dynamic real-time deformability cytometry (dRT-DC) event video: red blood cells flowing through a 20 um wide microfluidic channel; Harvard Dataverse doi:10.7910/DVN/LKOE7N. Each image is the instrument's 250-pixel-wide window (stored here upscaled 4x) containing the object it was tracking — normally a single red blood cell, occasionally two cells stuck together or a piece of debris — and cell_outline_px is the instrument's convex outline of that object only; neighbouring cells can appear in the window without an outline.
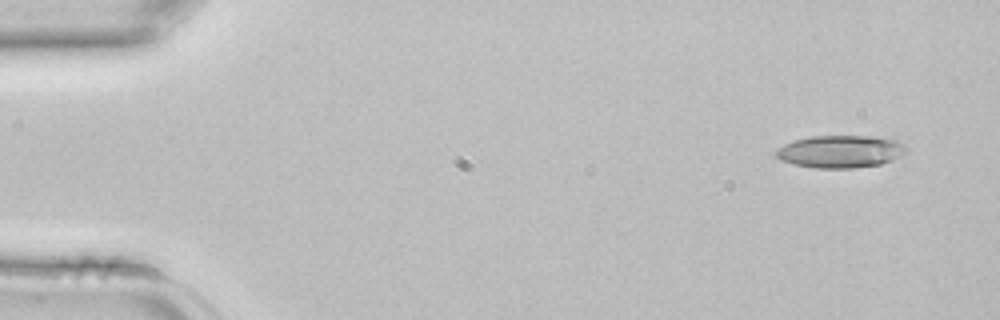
{"species": "common noctule bat (a hibernating species)", "species_latin": "Nyctalus noctula", "temperature_condition": "room temperature", "stored_images_in_passage": 4, "segment_of_instrument_passage": [2, 2], "camera_frame_rate_fps": 3000, "um_per_image_px": 0.085, "animal": {"sex": "female", "body_mass_g": 22.7, "forearm_length_mm": 54.2}, "frame": {"image": 1, "passage_image": 4, "time_ms": 1.0, "image_size_px": [1000, 320], "cell_outline_px": [[908, 152], [892, 160], [880, 164], [852, 168], [816, 168], [792, 164], [780, 160], [772, 152], [776, 148], [792, 140], [812, 136], [884, 136], [896, 140], [904, 144], [908, 148]], "centroid_in_image_um": [71.43, 12.87], "position_along_channel_um": 13.6, "area_um2": 25.14}}